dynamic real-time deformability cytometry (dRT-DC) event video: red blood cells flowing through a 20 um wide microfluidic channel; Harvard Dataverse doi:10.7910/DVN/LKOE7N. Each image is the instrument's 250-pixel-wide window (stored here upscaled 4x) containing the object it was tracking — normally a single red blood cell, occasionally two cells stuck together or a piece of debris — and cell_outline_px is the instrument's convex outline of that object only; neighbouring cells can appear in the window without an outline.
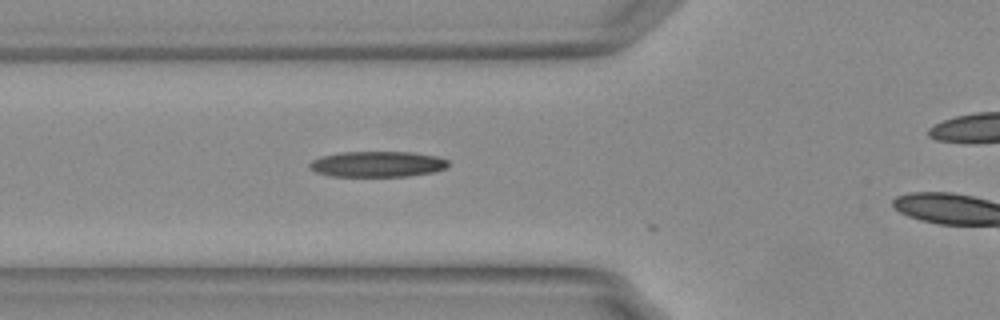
{"species": "Egyptian fruit bat (a non-hibernating species)", "species_latin": "Rousettus aegyptiacus", "temperature_condition": "warm", "stored_images_in_passage": 17, "camera_frame_rate_fps": 3000, "um_per_image_px": 0.085, "animal": {"sex": "female"}, "frame": {"image": 1, "passage_image": 10, "time_ms": 3.0, "image_size_px": [1000, 320], "cell_outline_px": [[448, 168], [436, 172], [408, 176], [332, 176], [316, 172], [308, 168], [308, 164], [312, 160], [320, 156], [340, 152], [412, 152], [436, 156], [448, 160]], "centroid_in_image_um": [32.08, 13.95], "position_along_channel_um": 93.7, "area_um2": 20.98}}
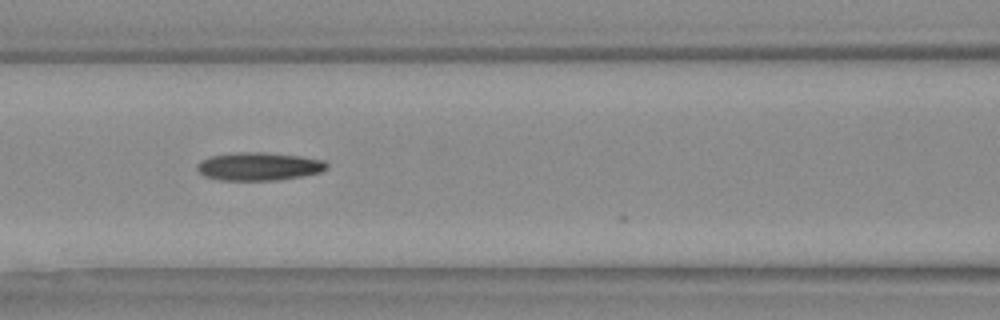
{"frame": {"image": 2, "passage_image": 14, "time_ms": 4.333, "image_size_px": [1000, 320], "cell_outline_px": [[328, 168], [320, 172], [300, 176], [276, 180], [224, 180], [204, 176], [196, 168], [204, 160], [212, 156], [236, 152], [264, 152], [300, 156], [324, 160], [328, 164]], "centroid_in_image_um": [22.05, 14.14], "position_along_channel_um": 144.5, "area_um2": 20.92}}